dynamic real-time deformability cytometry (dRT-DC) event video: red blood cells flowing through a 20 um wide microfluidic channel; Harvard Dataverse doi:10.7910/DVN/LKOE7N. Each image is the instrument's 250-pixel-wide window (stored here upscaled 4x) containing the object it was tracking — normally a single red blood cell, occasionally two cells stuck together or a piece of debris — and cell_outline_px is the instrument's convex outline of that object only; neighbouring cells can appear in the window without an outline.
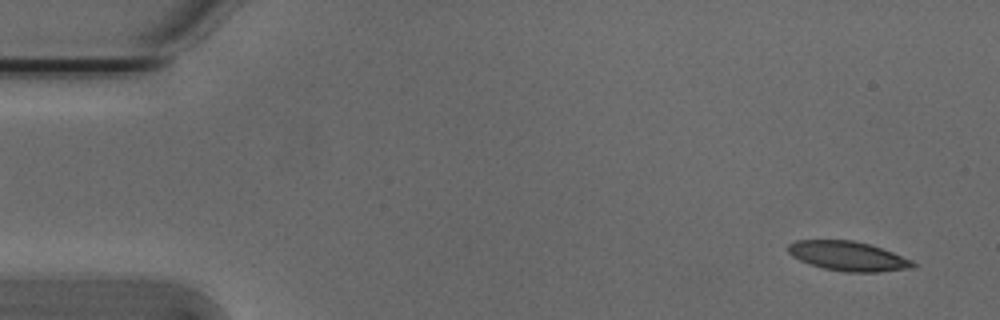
{"species": "Egyptian fruit bat (a non-hibernating species)", "species_latin": "Rousettus aegyptiacus", "temperature_condition": "cold", "stored_images_in_passage": 53, "camera_frame_rate_fps": 3000, "um_per_image_px": 0.085, "animal": {"sex": "male"}, "frame": {"image": 1, "passage_image": 2, "time_ms": 0.333, "image_size_px": [1000, 320], "cell_outline_px": [[920, 264], [912, 268], [880, 272], [844, 272], [824, 268], [800, 260], [792, 256], [788, 252], [788, 244], [796, 240], [852, 240], [868, 244], [892, 252], [912, 260]], "centroid_in_image_um": [72.11, 21.77], "position_along_channel_um": 12.9, "area_um2": 21.39}}
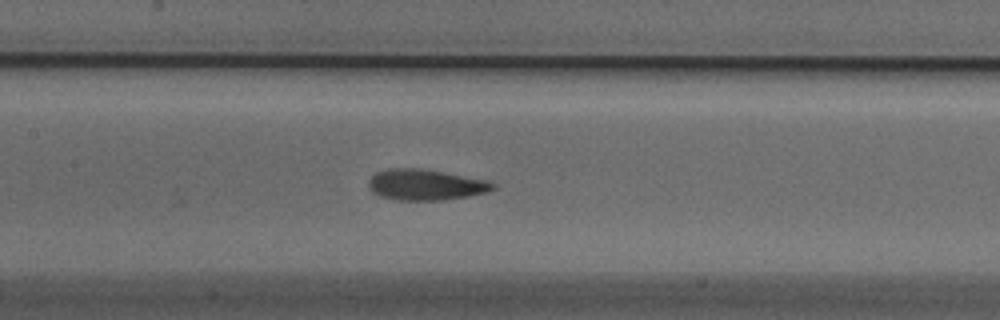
{"frame": {"image": 2, "passage_image": 24, "time_ms": 7.667, "image_size_px": [1000, 320], "cell_outline_px": [[496, 188], [488, 192], [468, 196], [444, 200], [396, 200], [380, 196], [372, 192], [368, 188], [368, 180], [376, 172], [388, 168], [420, 168], [444, 172], [488, 180], [496, 184]], "centroid_in_image_um": [36.17, 15.7], "position_along_channel_um": 171.2, "area_um2": 22.6}}
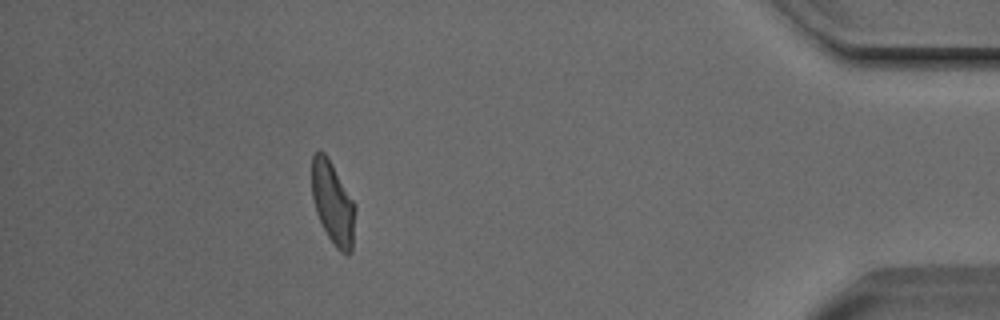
{"frame": {"image": 3, "passage_image": 47, "time_ms": 15.333, "image_size_px": [1000, 320], "cell_outline_px": [[356, 208], [352, 252], [348, 256], [340, 252], [332, 244], [316, 212], [312, 200], [312, 156], [316, 152], [324, 152], [328, 156], [356, 204]], "centroid_in_image_um": [28.32, 17.29], "position_along_channel_um": 406.9, "area_um2": 21.21}, "authors_computed_cell_mechanics": {"area_um2": 21.675, "velocity_mm_per_s": 3.79, "shape_relaxation_time_tau1_ms": 5.8195, "shape_relaxation_time_tau2_ms": 2.4245, "deformation_change_tau1": 0.165, "deformation_change_tau2": 0.0779}}